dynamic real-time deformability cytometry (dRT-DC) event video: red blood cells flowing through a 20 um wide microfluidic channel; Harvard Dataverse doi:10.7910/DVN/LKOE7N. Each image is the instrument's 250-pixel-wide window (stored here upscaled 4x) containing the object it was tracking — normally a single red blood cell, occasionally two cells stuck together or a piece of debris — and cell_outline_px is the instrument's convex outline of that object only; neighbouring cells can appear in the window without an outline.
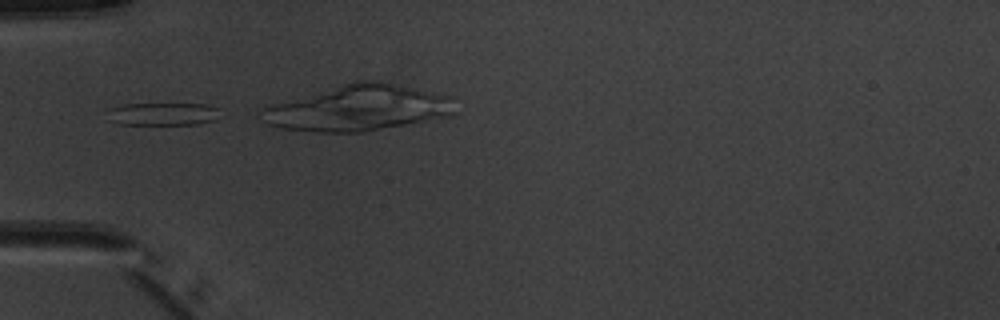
{"species": "common noctule bat (a hibernating species)", "species_latin": "Nyctalus noctula", "temperature_condition": "warm", "stored_images_in_passage": 7, "camera_frame_rate_fps": 3000, "um_per_image_px": 0.085, "animal": {"sex": "male", "body_mass_g": 20.1, "forearm_length_mm": 53.5}, "frame": {"image": 1, "passage_image": 5, "time_ms": 4.667, "image_size_px": [1000, 320], "cell_outline_px": [[220, 108], [216, 120], [200, 124], [120, 124], [108, 120], [108, 108], [124, 104], [204, 104]], "centroid_in_image_um": [13.84, 9.69], "position_along_channel_um": 71.2, "area_um2": 15.03}}
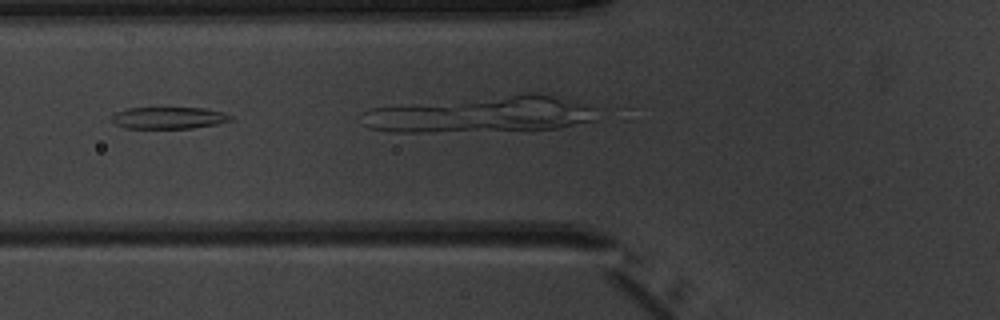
{"frame": {"image": 2, "passage_image": 6, "time_ms": 5.667, "image_size_px": [1000, 320], "cell_outline_px": [[236, 120], [216, 124], [192, 128], [124, 128], [108, 120], [116, 112], [128, 108], [204, 108], [224, 112], [232, 116]], "centroid_in_image_um": [14.36, 10.02], "position_along_channel_um": 111.4, "area_um2": 15.26}}